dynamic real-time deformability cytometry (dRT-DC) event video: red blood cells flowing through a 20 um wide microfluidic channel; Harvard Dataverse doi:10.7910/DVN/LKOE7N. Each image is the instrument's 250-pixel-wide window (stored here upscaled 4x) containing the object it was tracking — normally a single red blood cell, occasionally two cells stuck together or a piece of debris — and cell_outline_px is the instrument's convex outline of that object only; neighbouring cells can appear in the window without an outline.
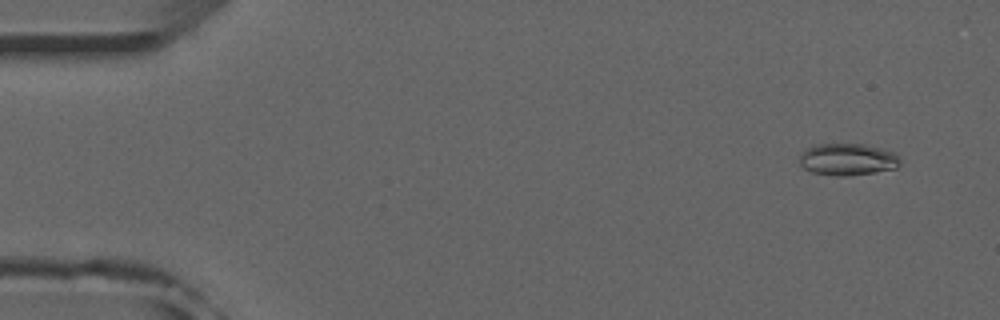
{"species": "common noctule bat (a hibernating species)", "species_latin": "Nyctalus noctula", "temperature_condition": "room temperature", "stored_images_in_passage": 45, "camera_frame_rate_fps": 3000, "um_per_image_px": 0.085, "animal": {"sex": "male", "forearm_length_mm": 52.5}, "frame": {"image": 1, "passage_image": 3, "time_ms": 0.667, "image_size_px": [1000, 320], "cell_outline_px": [[900, 164], [896, 168], [848, 176], [832, 176], [812, 172], [804, 168], [800, 164], [800, 156], [812, 144], [864, 144], [880, 148], [892, 152], [900, 156]], "centroid_in_image_um": [72.04, 13.55], "position_along_channel_um": 13.0, "area_um2": 18.67}}
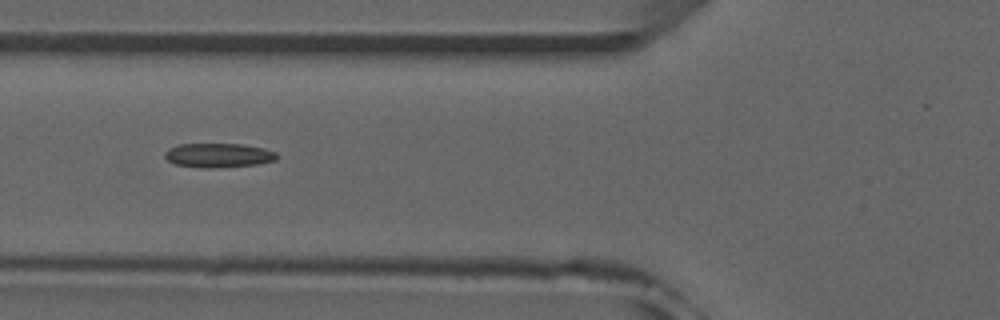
{"frame": {"image": 2, "passage_image": 19, "time_ms": 6.0, "image_size_px": [1000, 320], "cell_outline_px": [[280, 156], [276, 160], [256, 164], [216, 168], [200, 168], [176, 164], [168, 160], [164, 156], [164, 152], [168, 148], [180, 144], [244, 144], [264, 148], [276, 152]], "centroid_in_image_um": [18.58, 13.2], "position_along_channel_um": 107.2, "area_um2": 15.95}}
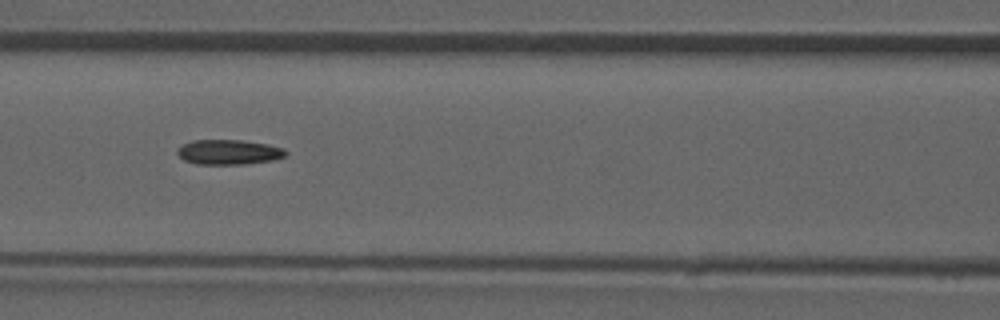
{"frame": {"image": 3, "passage_image": 22, "time_ms": 7.0, "image_size_px": [1000, 320], "cell_outline_px": [[288, 152], [284, 156], [272, 160], [244, 164], [196, 164], [184, 160], [176, 152], [176, 148], [192, 140], [244, 140], [268, 144], [284, 148]], "centroid_in_image_um": [19.43, 12.92], "position_along_channel_um": 147.2, "area_um2": 15.78}}